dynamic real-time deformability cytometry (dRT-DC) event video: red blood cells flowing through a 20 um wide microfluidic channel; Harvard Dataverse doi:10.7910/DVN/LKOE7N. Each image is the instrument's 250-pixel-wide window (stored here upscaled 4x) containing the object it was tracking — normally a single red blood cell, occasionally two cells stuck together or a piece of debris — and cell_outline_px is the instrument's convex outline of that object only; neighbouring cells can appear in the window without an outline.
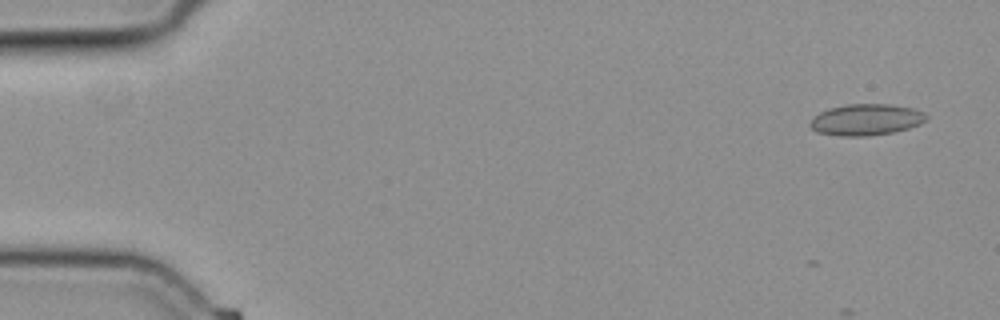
{"species": "common noctule bat (a hibernating species)", "species_latin": "Nyctalus noctula", "temperature_condition": "cold", "stored_images_in_passage": 3, "camera_frame_rate_fps": 3000, "um_per_image_px": 0.085, "animal": {"sex": "female", "body_mass_g": 19.3, "forearm_length_mm": 54.1}, "frame": {"image": 1, "passage_image": 1, "time_ms": 0.0, "image_size_px": [1000, 320], "cell_outline_px": [[928, 116], [920, 124], [908, 128], [892, 132], [868, 136], [840, 136], [816, 132], [808, 124], [820, 112], [828, 108], [848, 104], [892, 104], [912, 108], [924, 112]], "centroid_in_image_um": [73.61, 10.17], "position_along_channel_um": 11.4, "area_um2": 21.15}}